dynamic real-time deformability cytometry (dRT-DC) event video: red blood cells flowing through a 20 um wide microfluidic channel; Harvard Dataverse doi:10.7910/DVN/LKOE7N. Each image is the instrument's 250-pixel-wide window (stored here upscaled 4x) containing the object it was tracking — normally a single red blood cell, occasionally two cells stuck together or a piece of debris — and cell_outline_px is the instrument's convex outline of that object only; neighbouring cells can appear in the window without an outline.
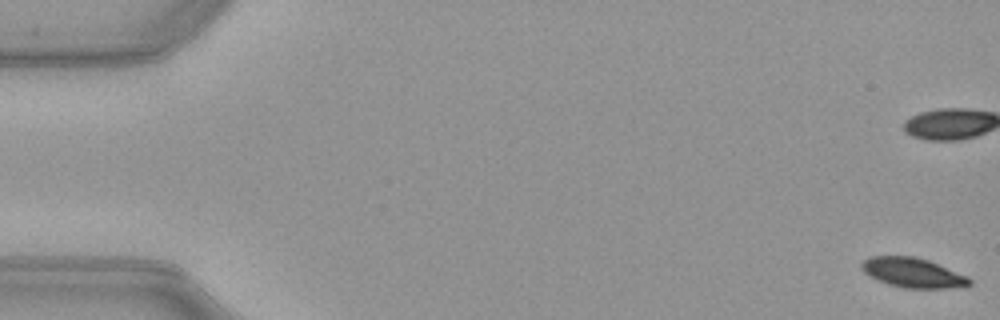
{"species": "common noctule bat (a hibernating species)", "species_latin": "Nyctalus noctula", "temperature_condition": "warm", "stored_images_in_passage": 52, "camera_frame_rate_fps": 3000, "um_per_image_px": 0.085, "animal": {"sex": "female", "body_mass_g": 21.9}, "frame": {"image": 1, "passage_image": 1, "time_ms": 0.0, "image_size_px": [1000, 320], "cell_outline_px": [[972, 284], [964, 288], [904, 288], [888, 284], [864, 272], [860, 268], [860, 264], [864, 260], [872, 256], [912, 256], [928, 260], [968, 276], [972, 280]], "centroid_in_image_um": [77.65, 23.19], "position_along_channel_um": 7.4, "area_um2": 18.67}, "authors_computed_cell_mechanics": {"area_um2": 21.7039, "velocity_mm_per_s": 3.9595, "shape_relaxation_time_tau1_ms": 2.7748, "shape_relaxation_time_tau2_ms": null, "deformation_change_tau1": 0.1162, "deformation_change_tau2": null}}